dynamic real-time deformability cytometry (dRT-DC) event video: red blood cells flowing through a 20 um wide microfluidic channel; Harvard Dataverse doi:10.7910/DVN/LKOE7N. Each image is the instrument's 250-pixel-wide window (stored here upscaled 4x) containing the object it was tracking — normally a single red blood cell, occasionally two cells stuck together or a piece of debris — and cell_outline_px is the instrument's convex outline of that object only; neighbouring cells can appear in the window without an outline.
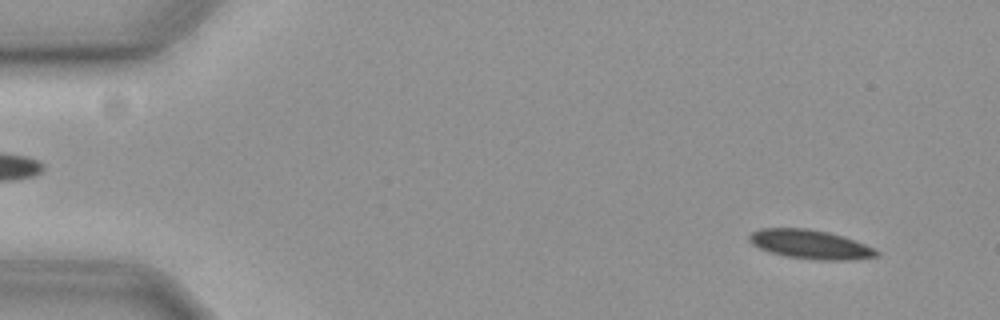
{"species": "common noctule bat (a hibernating species)", "species_latin": "Nyctalus noctula", "temperature_condition": "cold", "stored_images_in_passage": 57, "camera_frame_rate_fps": 3000, "um_per_image_px": 0.085, "animal": {"sex": "female", "body_mass_g": 19.3, "forearm_length_mm": 54.1}, "frame": {"image": 1, "passage_image": 4, "time_ms": 1.0, "image_size_px": [1000, 320], "cell_outline_px": [[880, 256], [848, 260], [816, 260], [788, 256], [772, 252], [760, 248], [752, 244], [748, 240], [748, 236], [752, 232], [760, 228], [808, 228], [828, 232], [864, 244], [880, 252]], "centroid_in_image_um": [68.85, 20.77], "position_along_channel_um": 16.1, "area_um2": 21.27}}
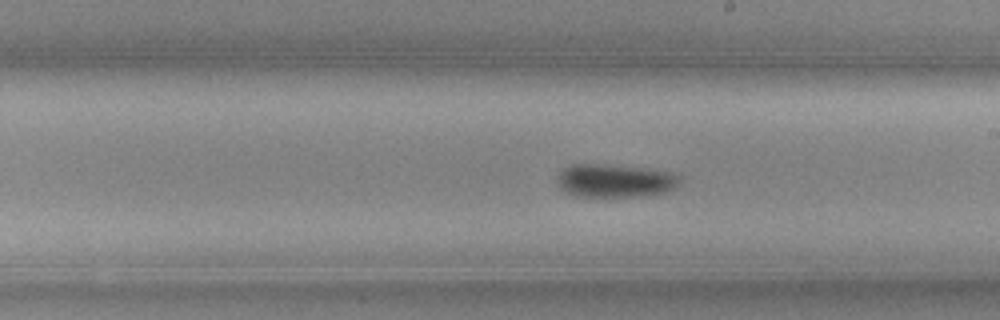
{"frame": {"image": 2, "passage_image": 32, "time_ms": 10.333, "image_size_px": [1000, 320], "cell_outline_px": [[680, 184], [676, 188], [664, 192], [640, 196], [608, 200], [572, 196], [564, 192], [556, 184], [556, 180], [560, 172], [564, 168], [572, 164], [596, 164], [640, 168], [668, 172], [680, 176]], "centroid_in_image_um": [52.19, 15.43], "position_along_channel_um": 236.8, "area_um2": 24.57}}
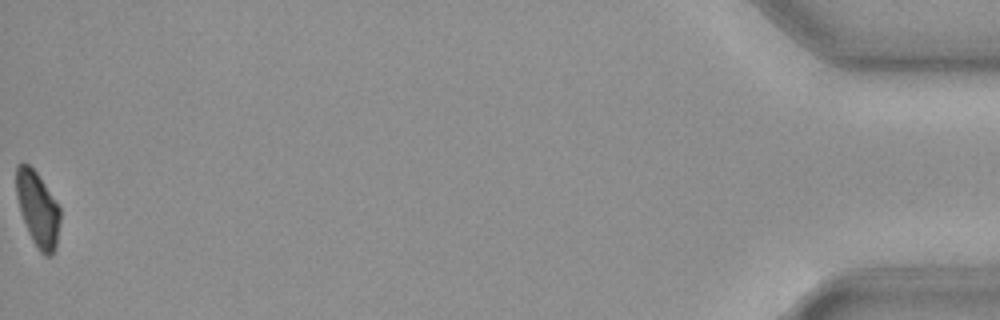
{"frame": {"image": 3, "passage_image": 57, "time_ms": 18.667, "image_size_px": [1000, 320], "cell_outline_px": [[60, 220], [56, 248], [52, 256], [44, 256], [40, 252], [32, 240], [28, 232], [20, 212], [16, 196], [16, 164], [28, 164], [36, 172], [60, 208]], "centroid_in_image_um": [3.2, 17.81], "position_along_channel_um": 432.0, "area_um2": 19.07}, "authors_computed_cell_mechanics": {"area_um2": 22.1374, "velocity_mm_per_s": 3.6088, "shape_relaxation_time_tau1_ms": 3.998, "shape_relaxation_time_tau2_ms": null, "deformation_change_tau1": 0.0892, "deformation_change_tau2": null}}